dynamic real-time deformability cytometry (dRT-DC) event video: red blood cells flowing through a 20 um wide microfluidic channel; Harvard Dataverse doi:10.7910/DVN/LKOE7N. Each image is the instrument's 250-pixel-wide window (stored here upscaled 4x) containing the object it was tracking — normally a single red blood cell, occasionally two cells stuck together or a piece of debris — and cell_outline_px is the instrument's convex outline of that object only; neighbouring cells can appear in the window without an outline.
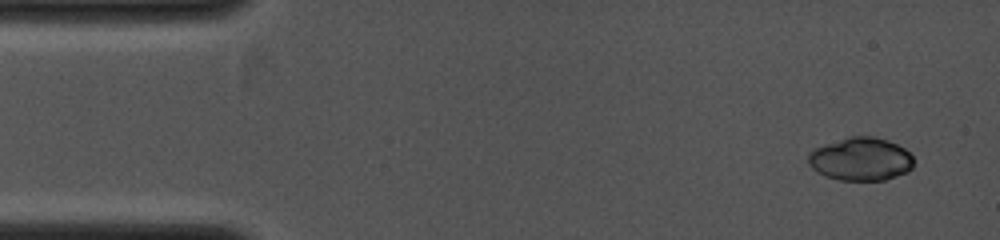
{"species": "common noctule bat (a hibernating species)", "species_latin": "Nyctalus noctula", "temperature_condition": "cold", "stored_images_in_passage": 13, "camera_frame_rate_fps": 4000, "um_per_image_px": 0.085, "animal": {"sex": "female", "body_mass_g": 19.0, "forearm_length_mm": 53.3}, "frame": {"image": 1, "passage_image": 1, "time_ms": 0.0, "image_size_px": [1000, 240], "cell_outline_px": [[912, 168], [908, 172], [884, 180], [840, 180], [828, 176], [812, 168], [808, 164], [808, 152], [812, 148], [824, 144], [852, 136], [872, 136], [888, 140], [904, 148], [912, 156]], "centroid_in_image_um": [73.15, 13.51], "position_along_channel_um": 11.9, "area_um2": 26.41}}
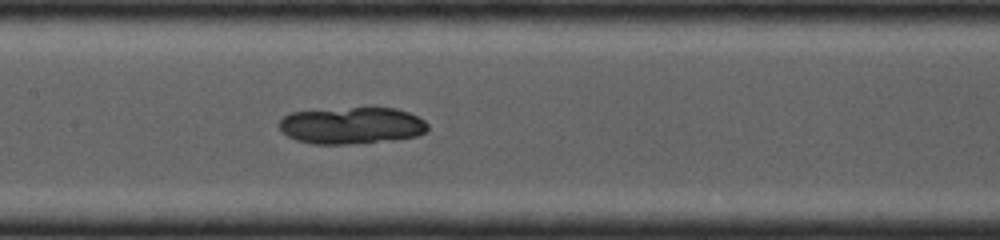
{"frame": {"image": 2, "passage_image": 10, "time_ms": 5.0, "image_size_px": [1000, 240], "cell_outline_px": [[428, 128], [424, 132], [416, 136], [396, 140], [344, 144], [316, 144], [296, 140], [288, 136], [280, 128], [280, 120], [284, 116], [292, 112], [352, 108], [396, 108], [408, 112], [424, 120], [428, 124]], "centroid_in_image_um": [29.92, 10.68], "position_along_channel_um": 177.5, "area_um2": 31.56}}
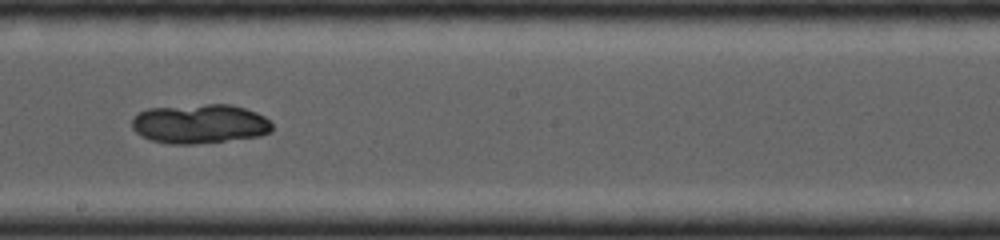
{"frame": {"image": 3, "passage_image": 13, "time_ms": 6.0, "image_size_px": [1000, 240], "cell_outline_px": [[272, 132], [260, 136], [192, 144], [172, 144], [152, 140], [140, 136], [132, 128], [132, 116], [148, 108], [204, 104], [232, 104], [256, 112], [264, 116], [272, 124]], "centroid_in_image_um": [16.97, 10.51], "position_along_channel_um": 231.2, "area_um2": 32.19}}